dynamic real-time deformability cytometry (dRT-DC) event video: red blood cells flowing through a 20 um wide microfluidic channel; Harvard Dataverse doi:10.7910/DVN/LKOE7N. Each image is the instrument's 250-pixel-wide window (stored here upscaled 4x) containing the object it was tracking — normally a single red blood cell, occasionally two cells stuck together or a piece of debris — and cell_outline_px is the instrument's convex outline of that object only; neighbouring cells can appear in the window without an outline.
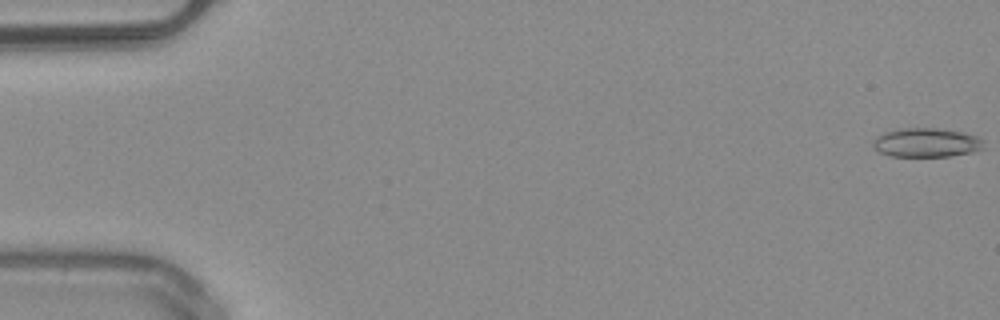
{"species": "common noctule bat (a hibernating species)", "species_latin": "Nyctalus noctula", "temperature_condition": "warm", "stored_images_in_passage": 51, "camera_frame_rate_fps": 3000, "um_per_image_px": 0.085, "animal": {"sex": "male", "body_mass_g": 20.4}, "frame": {"image": 1, "passage_image": 1, "time_ms": 0.0, "image_size_px": [1000, 320], "cell_outline_px": [[984, 148], [972, 152], [948, 156], [888, 156], [880, 152], [872, 144], [872, 140], [876, 136], [884, 132], [900, 128], [936, 128], [964, 132], [976, 136], [984, 140]], "centroid_in_image_um": [78.74, 12.11], "position_along_channel_um": 6.3, "area_um2": 18.84}}
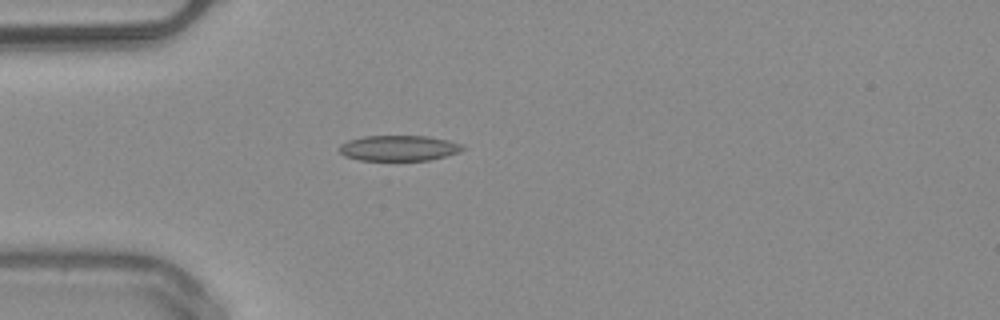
{"frame": {"image": 2, "passage_image": 15, "time_ms": 4.667, "image_size_px": [1000, 320], "cell_outline_px": [[464, 148], [460, 152], [428, 160], [360, 160], [344, 156], [336, 148], [340, 144], [348, 140], [364, 136], [428, 136], [448, 140], [464, 144]], "centroid_in_image_um": [33.88, 12.58], "position_along_channel_um": 51.1, "area_um2": 18.44}}
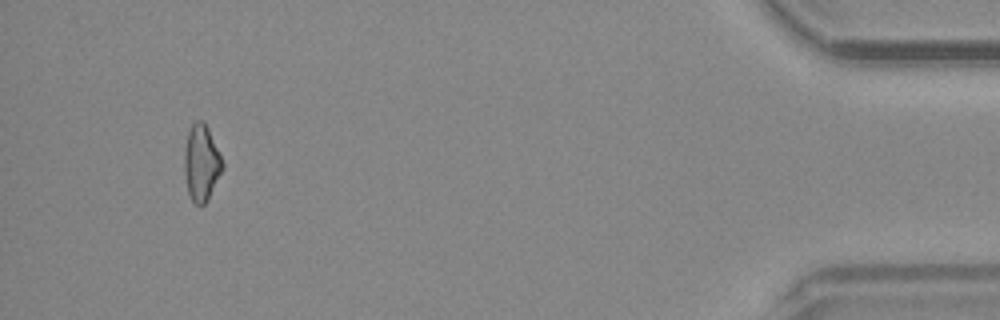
{"frame": {"image": 3, "passage_image": 48, "time_ms": 15.667, "image_size_px": [1000, 320], "cell_outline_px": [[224, 168], [208, 200], [200, 208], [192, 200], [188, 192], [184, 172], [184, 152], [188, 132], [192, 124], [196, 120], [204, 120], [208, 128], [224, 164]], "centroid_in_image_um": [17.12, 13.87], "position_along_channel_um": 418.1, "area_um2": 17.05}, "authors_computed_cell_mechanics": {"area_um2": 17.5712, "velocity_mm_per_s": 4.0742, "shape_relaxation_time_tau1_ms": 5.989, "shape_relaxation_time_tau2_ms": 5.2685, "deformation_change_tau1": 0.1201, "deformation_change_tau2": 0.1527}}